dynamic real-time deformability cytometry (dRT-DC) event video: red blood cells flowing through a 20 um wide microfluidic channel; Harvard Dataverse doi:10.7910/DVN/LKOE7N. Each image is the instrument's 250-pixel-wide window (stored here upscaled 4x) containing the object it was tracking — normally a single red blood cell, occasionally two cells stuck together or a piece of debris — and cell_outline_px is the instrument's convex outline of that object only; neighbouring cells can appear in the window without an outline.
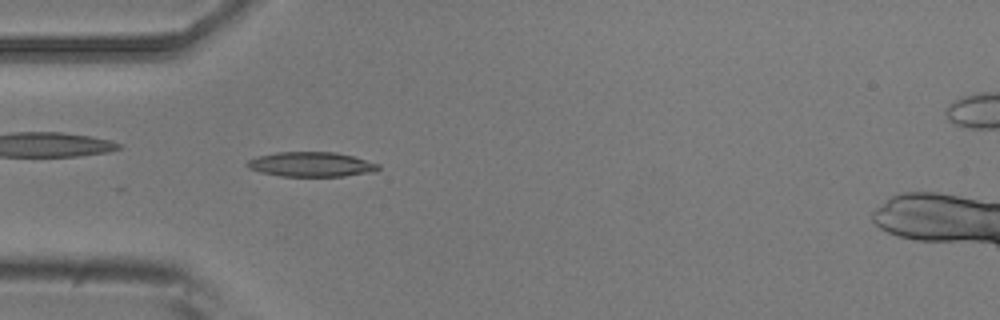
{"species": "common noctule bat (a hibernating species)", "species_latin": "Nyctalus noctula", "temperature_condition": "room temperature", "stored_images_in_passage": 49, "camera_frame_rate_fps": 3000, "um_per_image_px": 0.085, "animal": {"sex": "male", "body_mass_g": 20.5, "forearm_length_mm": 52.5}, "frame": {"image": 1, "passage_image": 11, "time_ms": 3.333, "image_size_px": [1000, 320], "cell_outline_px": [[380, 168], [376, 172], [344, 176], [280, 176], [260, 172], [248, 168], [244, 164], [248, 160], [256, 156], [276, 152], [336, 152], [352, 156], [380, 164]], "centroid_in_image_um": [26.44, 13.97], "position_along_channel_um": 58.6, "area_um2": 19.07}}
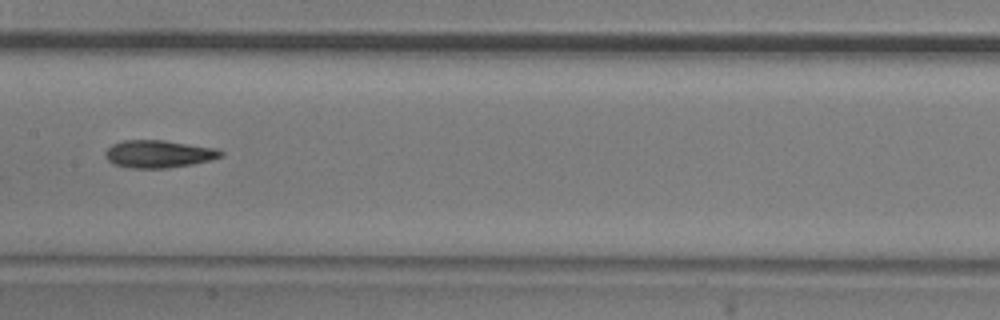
{"frame": {"image": 2, "passage_image": 22, "time_ms": 7.0, "image_size_px": [1000, 320], "cell_outline_px": [[224, 152], [220, 156], [208, 160], [192, 164], [164, 168], [128, 168], [112, 164], [104, 156], [104, 152], [112, 144], [124, 140], [164, 140], [216, 148]], "centroid_in_image_um": [13.42, 13.08], "position_along_channel_um": 194.0, "area_um2": 18.5}}
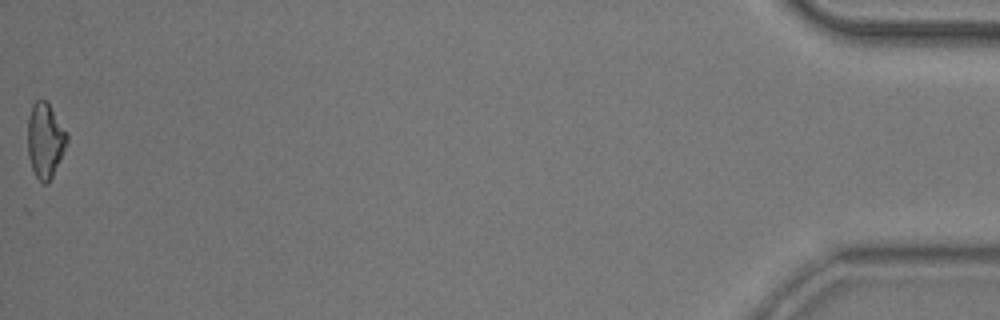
{"frame": {"image": 3, "passage_image": 49, "time_ms": 16.0, "image_size_px": [1000, 320], "cell_outline_px": [[68, 140], [52, 176], [48, 184], [44, 184], [36, 176], [32, 168], [28, 156], [28, 116], [32, 104], [36, 100], [48, 100], [68, 132]], "centroid_in_image_um": [3.84, 11.87], "position_along_channel_um": 431.4, "area_um2": 17.28}, "authors_computed_cell_mechanics": {"area_um2": 17.918, "velocity_mm_per_s": 3.7496, "shape_relaxation_time_tau1_ms": null, "shape_relaxation_time_tau2_ms": 3.676, "deformation_change_tau1": null, "deformation_change_tau2": 0.1094}}